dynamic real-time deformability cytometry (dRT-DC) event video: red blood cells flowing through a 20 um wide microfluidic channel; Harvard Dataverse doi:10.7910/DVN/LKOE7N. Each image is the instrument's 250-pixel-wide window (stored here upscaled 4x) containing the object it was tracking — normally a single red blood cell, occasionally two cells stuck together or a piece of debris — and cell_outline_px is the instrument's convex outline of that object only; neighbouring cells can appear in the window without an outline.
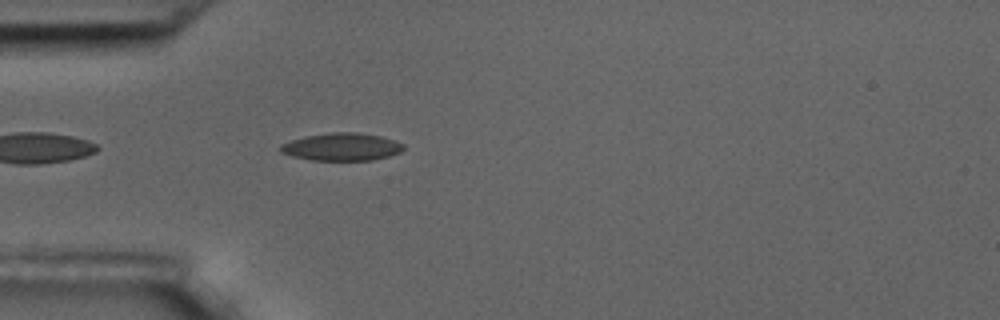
{"species": "common noctule bat (a hibernating species)", "species_latin": "Nyctalus noctula", "temperature_condition": "room temperature", "stored_images_in_passage": 5, "camera_frame_rate_fps": 3000, "um_per_image_px": 0.085, "animal": {"sex": "male", "body_mass_g": 17.5, "forearm_length_mm": 52.3}, "frame": {"image": 1, "passage_image": 5, "time_ms": 4.667, "image_size_px": [1000, 320], "cell_outline_px": [[404, 148], [400, 152], [388, 156], [372, 160], [312, 160], [292, 156], [280, 152], [276, 148], [280, 144], [304, 136], [332, 132], [356, 132], [380, 136], [404, 144]], "centroid_in_image_um": [28.99, 12.48], "position_along_channel_um": 56.0, "area_um2": 19.83}}